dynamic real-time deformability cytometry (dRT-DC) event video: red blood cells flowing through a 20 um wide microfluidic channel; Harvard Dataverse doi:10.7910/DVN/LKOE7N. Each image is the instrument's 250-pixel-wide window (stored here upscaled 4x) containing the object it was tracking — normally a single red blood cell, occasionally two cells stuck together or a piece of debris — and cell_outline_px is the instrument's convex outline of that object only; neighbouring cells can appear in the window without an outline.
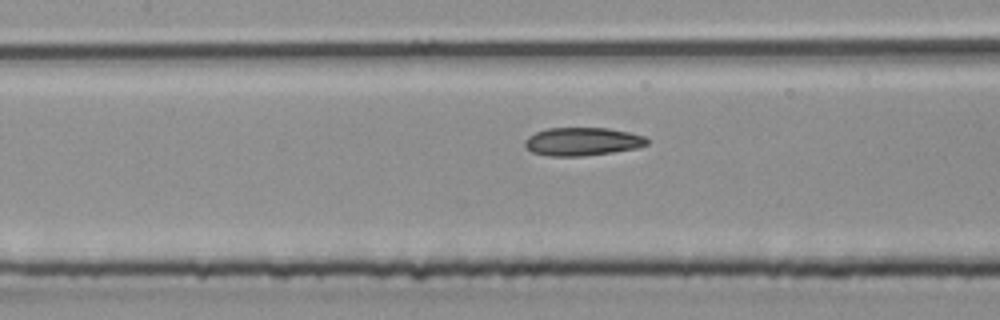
{"species": "common noctule bat (a hibernating species)", "species_latin": "Nyctalus noctula", "temperature_condition": "room temperature", "stored_images_in_passage": 6, "camera_frame_rate_fps": 3000, "um_per_image_px": 0.085, "animal": {"sex": "male", "body_mass_g": 20.4}, "frame": {"image": 1, "passage_image": 5, "time_ms": 1.333, "image_size_px": [1000, 320], "cell_outline_px": [[648, 144], [636, 148], [612, 152], [584, 156], [548, 156], [532, 152], [524, 144], [524, 140], [528, 136], [536, 132], [548, 128], [608, 128], [628, 132], [644, 136], [648, 140]], "centroid_in_image_um": [49.48, 12.03], "position_along_channel_um": 157.9, "area_um2": 20.0}}